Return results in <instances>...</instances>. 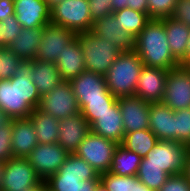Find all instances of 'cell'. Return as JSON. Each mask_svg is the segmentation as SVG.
<instances>
[{
	"label": "cell",
	"instance_id": "1",
	"mask_svg": "<svg viewBox=\"0 0 190 191\" xmlns=\"http://www.w3.org/2000/svg\"><path fill=\"white\" fill-rule=\"evenodd\" d=\"M32 63L22 62L17 74L0 79V109L11 119L28 118L38 108L41 96L31 79Z\"/></svg>",
	"mask_w": 190,
	"mask_h": 191
},
{
	"label": "cell",
	"instance_id": "2",
	"mask_svg": "<svg viewBox=\"0 0 190 191\" xmlns=\"http://www.w3.org/2000/svg\"><path fill=\"white\" fill-rule=\"evenodd\" d=\"M144 66L170 70L181 64L169 48L163 19H151L135 38V50Z\"/></svg>",
	"mask_w": 190,
	"mask_h": 191
},
{
	"label": "cell",
	"instance_id": "3",
	"mask_svg": "<svg viewBox=\"0 0 190 191\" xmlns=\"http://www.w3.org/2000/svg\"><path fill=\"white\" fill-rule=\"evenodd\" d=\"M99 173L84 159L70 153L60 167L45 182L52 191H94Z\"/></svg>",
	"mask_w": 190,
	"mask_h": 191
},
{
	"label": "cell",
	"instance_id": "4",
	"mask_svg": "<svg viewBox=\"0 0 190 191\" xmlns=\"http://www.w3.org/2000/svg\"><path fill=\"white\" fill-rule=\"evenodd\" d=\"M143 66L135 51L121 52L104 75L110 93L116 98L135 96Z\"/></svg>",
	"mask_w": 190,
	"mask_h": 191
},
{
	"label": "cell",
	"instance_id": "5",
	"mask_svg": "<svg viewBox=\"0 0 190 191\" xmlns=\"http://www.w3.org/2000/svg\"><path fill=\"white\" fill-rule=\"evenodd\" d=\"M76 37L85 60V69L105 75L121 51L92 31L79 33Z\"/></svg>",
	"mask_w": 190,
	"mask_h": 191
},
{
	"label": "cell",
	"instance_id": "6",
	"mask_svg": "<svg viewBox=\"0 0 190 191\" xmlns=\"http://www.w3.org/2000/svg\"><path fill=\"white\" fill-rule=\"evenodd\" d=\"M189 146L176 141L159 140L141 159L140 165L159 166L169 176L185 173Z\"/></svg>",
	"mask_w": 190,
	"mask_h": 191
},
{
	"label": "cell",
	"instance_id": "7",
	"mask_svg": "<svg viewBox=\"0 0 190 191\" xmlns=\"http://www.w3.org/2000/svg\"><path fill=\"white\" fill-rule=\"evenodd\" d=\"M50 22L68 28L76 34L92 30L88 0H63L51 10Z\"/></svg>",
	"mask_w": 190,
	"mask_h": 191
},
{
	"label": "cell",
	"instance_id": "8",
	"mask_svg": "<svg viewBox=\"0 0 190 191\" xmlns=\"http://www.w3.org/2000/svg\"><path fill=\"white\" fill-rule=\"evenodd\" d=\"M118 143L89 132L79 144L75 154L88 162L99 175L110 170Z\"/></svg>",
	"mask_w": 190,
	"mask_h": 191
},
{
	"label": "cell",
	"instance_id": "9",
	"mask_svg": "<svg viewBox=\"0 0 190 191\" xmlns=\"http://www.w3.org/2000/svg\"><path fill=\"white\" fill-rule=\"evenodd\" d=\"M38 109L58 120L80 113L77 98L68 81H62L53 90L43 94Z\"/></svg>",
	"mask_w": 190,
	"mask_h": 191
},
{
	"label": "cell",
	"instance_id": "10",
	"mask_svg": "<svg viewBox=\"0 0 190 191\" xmlns=\"http://www.w3.org/2000/svg\"><path fill=\"white\" fill-rule=\"evenodd\" d=\"M69 83L77 98L80 111L88 104V101L117 100L108 90L105 76L102 74L85 70Z\"/></svg>",
	"mask_w": 190,
	"mask_h": 191
},
{
	"label": "cell",
	"instance_id": "11",
	"mask_svg": "<svg viewBox=\"0 0 190 191\" xmlns=\"http://www.w3.org/2000/svg\"><path fill=\"white\" fill-rule=\"evenodd\" d=\"M162 103L173 111L190 108V70L186 66L168 71Z\"/></svg>",
	"mask_w": 190,
	"mask_h": 191
},
{
	"label": "cell",
	"instance_id": "12",
	"mask_svg": "<svg viewBox=\"0 0 190 191\" xmlns=\"http://www.w3.org/2000/svg\"><path fill=\"white\" fill-rule=\"evenodd\" d=\"M43 29V35L35 59L56 63L59 54L66 49V45L76 38L77 34L68 28L52 22H48Z\"/></svg>",
	"mask_w": 190,
	"mask_h": 191
},
{
	"label": "cell",
	"instance_id": "13",
	"mask_svg": "<svg viewBox=\"0 0 190 191\" xmlns=\"http://www.w3.org/2000/svg\"><path fill=\"white\" fill-rule=\"evenodd\" d=\"M41 181L27 158L13 157L5 162L1 191H25Z\"/></svg>",
	"mask_w": 190,
	"mask_h": 191
},
{
	"label": "cell",
	"instance_id": "14",
	"mask_svg": "<svg viewBox=\"0 0 190 191\" xmlns=\"http://www.w3.org/2000/svg\"><path fill=\"white\" fill-rule=\"evenodd\" d=\"M69 154L58 143L38 144L26 158L38 176L46 181L60 169Z\"/></svg>",
	"mask_w": 190,
	"mask_h": 191
},
{
	"label": "cell",
	"instance_id": "15",
	"mask_svg": "<svg viewBox=\"0 0 190 191\" xmlns=\"http://www.w3.org/2000/svg\"><path fill=\"white\" fill-rule=\"evenodd\" d=\"M125 134L128 132L149 129L150 103L137 96L117 98Z\"/></svg>",
	"mask_w": 190,
	"mask_h": 191
},
{
	"label": "cell",
	"instance_id": "16",
	"mask_svg": "<svg viewBox=\"0 0 190 191\" xmlns=\"http://www.w3.org/2000/svg\"><path fill=\"white\" fill-rule=\"evenodd\" d=\"M168 70L143 66L135 96L149 103L162 102Z\"/></svg>",
	"mask_w": 190,
	"mask_h": 191
},
{
	"label": "cell",
	"instance_id": "17",
	"mask_svg": "<svg viewBox=\"0 0 190 191\" xmlns=\"http://www.w3.org/2000/svg\"><path fill=\"white\" fill-rule=\"evenodd\" d=\"M90 132L88 121L80 113L59 120L57 143L69 153H75Z\"/></svg>",
	"mask_w": 190,
	"mask_h": 191
},
{
	"label": "cell",
	"instance_id": "18",
	"mask_svg": "<svg viewBox=\"0 0 190 191\" xmlns=\"http://www.w3.org/2000/svg\"><path fill=\"white\" fill-rule=\"evenodd\" d=\"M14 14L22 28L44 27L51 20V10L44 0H13Z\"/></svg>",
	"mask_w": 190,
	"mask_h": 191
},
{
	"label": "cell",
	"instance_id": "19",
	"mask_svg": "<svg viewBox=\"0 0 190 191\" xmlns=\"http://www.w3.org/2000/svg\"><path fill=\"white\" fill-rule=\"evenodd\" d=\"M91 31L102 39L108 40L121 52L135 50V38L120 29L113 14L96 20Z\"/></svg>",
	"mask_w": 190,
	"mask_h": 191
},
{
	"label": "cell",
	"instance_id": "20",
	"mask_svg": "<svg viewBox=\"0 0 190 191\" xmlns=\"http://www.w3.org/2000/svg\"><path fill=\"white\" fill-rule=\"evenodd\" d=\"M90 131L118 144L122 143L125 132L118 102L110 110L98 115V119L90 125Z\"/></svg>",
	"mask_w": 190,
	"mask_h": 191
},
{
	"label": "cell",
	"instance_id": "21",
	"mask_svg": "<svg viewBox=\"0 0 190 191\" xmlns=\"http://www.w3.org/2000/svg\"><path fill=\"white\" fill-rule=\"evenodd\" d=\"M56 67L62 81H70L84 72L85 60L77 37L59 54Z\"/></svg>",
	"mask_w": 190,
	"mask_h": 191
},
{
	"label": "cell",
	"instance_id": "22",
	"mask_svg": "<svg viewBox=\"0 0 190 191\" xmlns=\"http://www.w3.org/2000/svg\"><path fill=\"white\" fill-rule=\"evenodd\" d=\"M12 151L14 157L26 158L38 145L34 125L29 118L13 119Z\"/></svg>",
	"mask_w": 190,
	"mask_h": 191
},
{
	"label": "cell",
	"instance_id": "23",
	"mask_svg": "<svg viewBox=\"0 0 190 191\" xmlns=\"http://www.w3.org/2000/svg\"><path fill=\"white\" fill-rule=\"evenodd\" d=\"M149 129L159 140L174 141V111L162 102L150 103Z\"/></svg>",
	"mask_w": 190,
	"mask_h": 191
},
{
	"label": "cell",
	"instance_id": "24",
	"mask_svg": "<svg viewBox=\"0 0 190 191\" xmlns=\"http://www.w3.org/2000/svg\"><path fill=\"white\" fill-rule=\"evenodd\" d=\"M164 28L172 55L181 65L186 66V49L190 28L171 17L164 18Z\"/></svg>",
	"mask_w": 190,
	"mask_h": 191
},
{
	"label": "cell",
	"instance_id": "25",
	"mask_svg": "<svg viewBox=\"0 0 190 191\" xmlns=\"http://www.w3.org/2000/svg\"><path fill=\"white\" fill-rule=\"evenodd\" d=\"M43 31V27L22 28L20 35L6 49L18 56L23 62L32 61L36 58Z\"/></svg>",
	"mask_w": 190,
	"mask_h": 191
},
{
	"label": "cell",
	"instance_id": "26",
	"mask_svg": "<svg viewBox=\"0 0 190 191\" xmlns=\"http://www.w3.org/2000/svg\"><path fill=\"white\" fill-rule=\"evenodd\" d=\"M32 63L31 79L42 96L53 90L62 82L55 63L34 59Z\"/></svg>",
	"mask_w": 190,
	"mask_h": 191
},
{
	"label": "cell",
	"instance_id": "27",
	"mask_svg": "<svg viewBox=\"0 0 190 191\" xmlns=\"http://www.w3.org/2000/svg\"><path fill=\"white\" fill-rule=\"evenodd\" d=\"M33 125L37 135L38 144L57 143L59 133V120L55 117L34 109L28 117Z\"/></svg>",
	"mask_w": 190,
	"mask_h": 191
},
{
	"label": "cell",
	"instance_id": "28",
	"mask_svg": "<svg viewBox=\"0 0 190 191\" xmlns=\"http://www.w3.org/2000/svg\"><path fill=\"white\" fill-rule=\"evenodd\" d=\"M142 157L118 144L108 172L119 176H136Z\"/></svg>",
	"mask_w": 190,
	"mask_h": 191
},
{
	"label": "cell",
	"instance_id": "29",
	"mask_svg": "<svg viewBox=\"0 0 190 191\" xmlns=\"http://www.w3.org/2000/svg\"><path fill=\"white\" fill-rule=\"evenodd\" d=\"M120 29L136 38L151 20L148 14L130 8H123L112 13Z\"/></svg>",
	"mask_w": 190,
	"mask_h": 191
},
{
	"label": "cell",
	"instance_id": "30",
	"mask_svg": "<svg viewBox=\"0 0 190 191\" xmlns=\"http://www.w3.org/2000/svg\"><path fill=\"white\" fill-rule=\"evenodd\" d=\"M158 141L159 139L150 129H143L126 133L121 145L143 158L153 149Z\"/></svg>",
	"mask_w": 190,
	"mask_h": 191
},
{
	"label": "cell",
	"instance_id": "31",
	"mask_svg": "<svg viewBox=\"0 0 190 191\" xmlns=\"http://www.w3.org/2000/svg\"><path fill=\"white\" fill-rule=\"evenodd\" d=\"M136 177L151 190L159 191L169 175L159 166L140 165Z\"/></svg>",
	"mask_w": 190,
	"mask_h": 191
},
{
	"label": "cell",
	"instance_id": "32",
	"mask_svg": "<svg viewBox=\"0 0 190 191\" xmlns=\"http://www.w3.org/2000/svg\"><path fill=\"white\" fill-rule=\"evenodd\" d=\"M174 141L190 147V108L174 111Z\"/></svg>",
	"mask_w": 190,
	"mask_h": 191
},
{
	"label": "cell",
	"instance_id": "33",
	"mask_svg": "<svg viewBox=\"0 0 190 191\" xmlns=\"http://www.w3.org/2000/svg\"><path fill=\"white\" fill-rule=\"evenodd\" d=\"M22 26L14 15L0 21V48H6L21 32Z\"/></svg>",
	"mask_w": 190,
	"mask_h": 191
},
{
	"label": "cell",
	"instance_id": "34",
	"mask_svg": "<svg viewBox=\"0 0 190 191\" xmlns=\"http://www.w3.org/2000/svg\"><path fill=\"white\" fill-rule=\"evenodd\" d=\"M23 61L6 48H0V79H10L17 74Z\"/></svg>",
	"mask_w": 190,
	"mask_h": 191
},
{
	"label": "cell",
	"instance_id": "35",
	"mask_svg": "<svg viewBox=\"0 0 190 191\" xmlns=\"http://www.w3.org/2000/svg\"><path fill=\"white\" fill-rule=\"evenodd\" d=\"M117 100H96L88 101V104L80 111L83 117L91 125L98 119V115L110 110Z\"/></svg>",
	"mask_w": 190,
	"mask_h": 191
},
{
	"label": "cell",
	"instance_id": "36",
	"mask_svg": "<svg viewBox=\"0 0 190 191\" xmlns=\"http://www.w3.org/2000/svg\"><path fill=\"white\" fill-rule=\"evenodd\" d=\"M177 0H148V15L151 19L170 17Z\"/></svg>",
	"mask_w": 190,
	"mask_h": 191
},
{
	"label": "cell",
	"instance_id": "37",
	"mask_svg": "<svg viewBox=\"0 0 190 191\" xmlns=\"http://www.w3.org/2000/svg\"><path fill=\"white\" fill-rule=\"evenodd\" d=\"M100 181L109 191H128L129 176H119L110 172L100 175Z\"/></svg>",
	"mask_w": 190,
	"mask_h": 191
},
{
	"label": "cell",
	"instance_id": "38",
	"mask_svg": "<svg viewBox=\"0 0 190 191\" xmlns=\"http://www.w3.org/2000/svg\"><path fill=\"white\" fill-rule=\"evenodd\" d=\"M12 129L13 122L7 128H0V162L12 159Z\"/></svg>",
	"mask_w": 190,
	"mask_h": 191
},
{
	"label": "cell",
	"instance_id": "39",
	"mask_svg": "<svg viewBox=\"0 0 190 191\" xmlns=\"http://www.w3.org/2000/svg\"><path fill=\"white\" fill-rule=\"evenodd\" d=\"M92 21L113 13L111 0H88Z\"/></svg>",
	"mask_w": 190,
	"mask_h": 191
},
{
	"label": "cell",
	"instance_id": "40",
	"mask_svg": "<svg viewBox=\"0 0 190 191\" xmlns=\"http://www.w3.org/2000/svg\"><path fill=\"white\" fill-rule=\"evenodd\" d=\"M159 191H190V182L184 173L171 175Z\"/></svg>",
	"mask_w": 190,
	"mask_h": 191
},
{
	"label": "cell",
	"instance_id": "41",
	"mask_svg": "<svg viewBox=\"0 0 190 191\" xmlns=\"http://www.w3.org/2000/svg\"><path fill=\"white\" fill-rule=\"evenodd\" d=\"M170 17L190 28V0H177Z\"/></svg>",
	"mask_w": 190,
	"mask_h": 191
},
{
	"label": "cell",
	"instance_id": "42",
	"mask_svg": "<svg viewBox=\"0 0 190 191\" xmlns=\"http://www.w3.org/2000/svg\"><path fill=\"white\" fill-rule=\"evenodd\" d=\"M14 15L13 0H0V21Z\"/></svg>",
	"mask_w": 190,
	"mask_h": 191
},
{
	"label": "cell",
	"instance_id": "43",
	"mask_svg": "<svg viewBox=\"0 0 190 191\" xmlns=\"http://www.w3.org/2000/svg\"><path fill=\"white\" fill-rule=\"evenodd\" d=\"M127 7L148 14V0H127Z\"/></svg>",
	"mask_w": 190,
	"mask_h": 191
},
{
	"label": "cell",
	"instance_id": "44",
	"mask_svg": "<svg viewBox=\"0 0 190 191\" xmlns=\"http://www.w3.org/2000/svg\"><path fill=\"white\" fill-rule=\"evenodd\" d=\"M128 191H154L147 185H144L136 176H129V190Z\"/></svg>",
	"mask_w": 190,
	"mask_h": 191
},
{
	"label": "cell",
	"instance_id": "45",
	"mask_svg": "<svg viewBox=\"0 0 190 191\" xmlns=\"http://www.w3.org/2000/svg\"><path fill=\"white\" fill-rule=\"evenodd\" d=\"M12 122L13 119L0 109V128H7Z\"/></svg>",
	"mask_w": 190,
	"mask_h": 191
},
{
	"label": "cell",
	"instance_id": "46",
	"mask_svg": "<svg viewBox=\"0 0 190 191\" xmlns=\"http://www.w3.org/2000/svg\"><path fill=\"white\" fill-rule=\"evenodd\" d=\"M113 12L127 8V0H111Z\"/></svg>",
	"mask_w": 190,
	"mask_h": 191
},
{
	"label": "cell",
	"instance_id": "47",
	"mask_svg": "<svg viewBox=\"0 0 190 191\" xmlns=\"http://www.w3.org/2000/svg\"><path fill=\"white\" fill-rule=\"evenodd\" d=\"M46 186V182L42 180L39 184L28 187L25 191H43Z\"/></svg>",
	"mask_w": 190,
	"mask_h": 191
},
{
	"label": "cell",
	"instance_id": "48",
	"mask_svg": "<svg viewBox=\"0 0 190 191\" xmlns=\"http://www.w3.org/2000/svg\"><path fill=\"white\" fill-rule=\"evenodd\" d=\"M190 182V147L188 149L187 158H186V169L184 173Z\"/></svg>",
	"mask_w": 190,
	"mask_h": 191
},
{
	"label": "cell",
	"instance_id": "49",
	"mask_svg": "<svg viewBox=\"0 0 190 191\" xmlns=\"http://www.w3.org/2000/svg\"><path fill=\"white\" fill-rule=\"evenodd\" d=\"M63 0H44L46 5L49 7L50 10H52L54 7H56L59 3H61Z\"/></svg>",
	"mask_w": 190,
	"mask_h": 191
},
{
	"label": "cell",
	"instance_id": "50",
	"mask_svg": "<svg viewBox=\"0 0 190 191\" xmlns=\"http://www.w3.org/2000/svg\"><path fill=\"white\" fill-rule=\"evenodd\" d=\"M4 167H5V162H0V191H1V186L3 181V176H4Z\"/></svg>",
	"mask_w": 190,
	"mask_h": 191
},
{
	"label": "cell",
	"instance_id": "51",
	"mask_svg": "<svg viewBox=\"0 0 190 191\" xmlns=\"http://www.w3.org/2000/svg\"><path fill=\"white\" fill-rule=\"evenodd\" d=\"M94 191H109V190L105 187V185L101 181H99Z\"/></svg>",
	"mask_w": 190,
	"mask_h": 191
},
{
	"label": "cell",
	"instance_id": "52",
	"mask_svg": "<svg viewBox=\"0 0 190 191\" xmlns=\"http://www.w3.org/2000/svg\"><path fill=\"white\" fill-rule=\"evenodd\" d=\"M190 62V37L187 43V49H186V65Z\"/></svg>",
	"mask_w": 190,
	"mask_h": 191
},
{
	"label": "cell",
	"instance_id": "53",
	"mask_svg": "<svg viewBox=\"0 0 190 191\" xmlns=\"http://www.w3.org/2000/svg\"><path fill=\"white\" fill-rule=\"evenodd\" d=\"M43 191H52L51 189H49L47 186L44 188Z\"/></svg>",
	"mask_w": 190,
	"mask_h": 191
},
{
	"label": "cell",
	"instance_id": "54",
	"mask_svg": "<svg viewBox=\"0 0 190 191\" xmlns=\"http://www.w3.org/2000/svg\"><path fill=\"white\" fill-rule=\"evenodd\" d=\"M186 67L190 70V62L186 65Z\"/></svg>",
	"mask_w": 190,
	"mask_h": 191
}]
</instances>
